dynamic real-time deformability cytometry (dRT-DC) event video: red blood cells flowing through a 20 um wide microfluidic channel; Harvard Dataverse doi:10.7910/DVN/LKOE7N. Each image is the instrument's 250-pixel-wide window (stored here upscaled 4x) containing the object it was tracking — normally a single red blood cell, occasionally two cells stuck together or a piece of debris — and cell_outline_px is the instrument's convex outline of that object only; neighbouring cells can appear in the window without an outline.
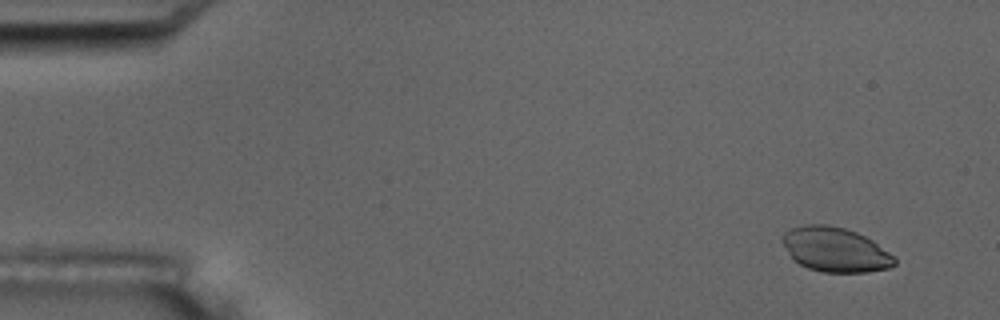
{"species": "common noctule bat (a hibernating species)", "species_latin": "Nyctalus noctula", "temperature_condition": "room temperature", "stored_images_in_passage": 14, "camera_frame_rate_fps": 3000, "um_per_image_px": 0.085, "animal": {"sex": "male", "body_mass_g": 17.5, "forearm_length_mm": 52.3}, "frame": {"image": 1, "passage_image": 1, "time_ms": 0.0, "image_size_px": [1000, 320], "cell_outline_px": [[896, 264], [888, 268], [868, 272], [824, 272], [808, 268], [792, 260], [780, 240], [780, 236], [784, 232], [792, 228], [808, 224], [828, 224], [844, 228], [856, 232], [872, 240], [888, 252], [896, 260]], "centroid_in_image_um": [70.94, 21.21], "position_along_channel_um": 14.1, "area_um2": 29.13}}
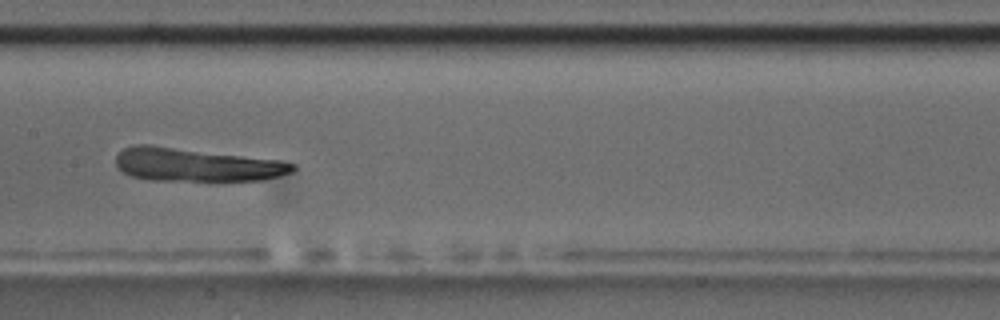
{"frame": {"image": 2, "passage_image": 7, "time_ms": 8.0, "image_size_px": [1000, 320], "cell_outline_px": [[296, 168], [292, 172], [264, 180], [152, 180], [132, 176], [120, 172], [116, 168], [116, 156], [124, 148], [136, 144], [152, 144], [280, 160], [296, 164]], "centroid_in_image_um": [16.65, 13.99], "position_along_channel_um": 190.8, "area_um2": 34.51}}